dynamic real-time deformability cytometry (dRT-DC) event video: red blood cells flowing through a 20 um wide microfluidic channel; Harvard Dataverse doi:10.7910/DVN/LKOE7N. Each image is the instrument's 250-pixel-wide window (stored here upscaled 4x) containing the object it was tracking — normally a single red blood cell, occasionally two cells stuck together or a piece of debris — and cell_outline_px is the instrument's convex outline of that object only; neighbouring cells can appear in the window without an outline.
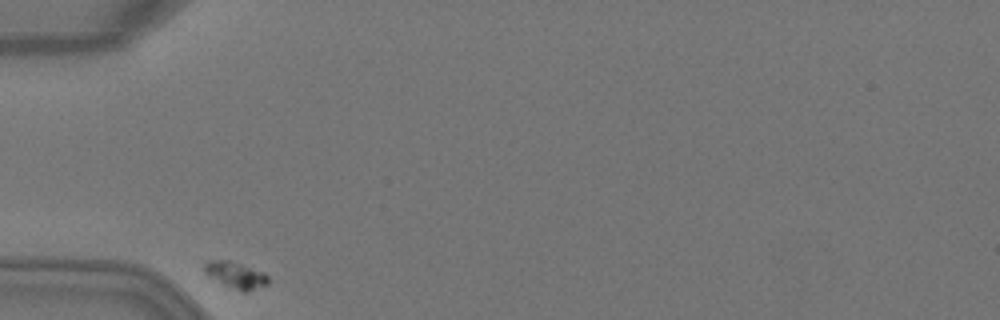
{"species": "Egyptian fruit bat (a non-hibernating species)", "species_latin": "Rousettus aegyptiacus", "temperature_condition": "warm", "stored_images_in_passage": 34, "camera_frame_rate_fps": 3000, "um_per_image_px": 0.085, "animal": {"sex": "female"}, "frame": {"image": 1, "passage_image": 1, "time_ms": 0.0, "image_size_px": [1000, 320], "cell_outline_px": [[268, 284], [248, 292], [244, 292], [224, 288], [208, 276], [204, 272], [204, 264], [208, 260], [228, 260], [264, 272], [268, 276]], "centroid_in_image_um": [19.99, 23.42], "position_along_channel_um": 65.0, "area_um2": 10.23}}
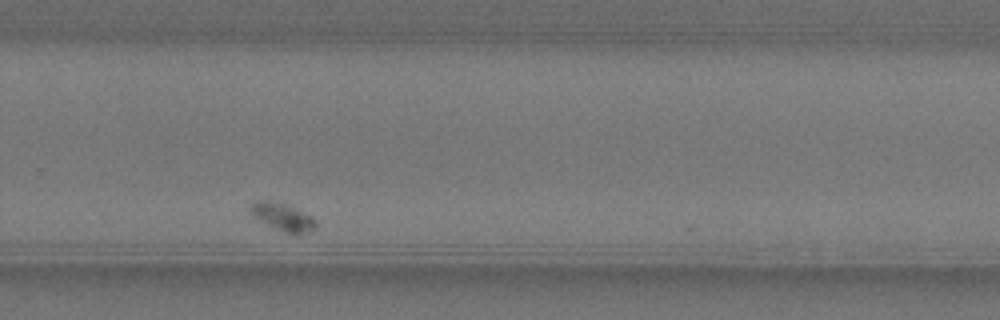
{"frame": {"image": 2, "passage_image": 27, "time_ms": 8.667, "image_size_px": [1000, 320], "cell_outline_px": [[316, 228], [296, 236], [284, 232], [252, 216], [248, 212], [248, 208], [256, 200], [268, 200], [284, 204], [296, 208], [312, 216], [316, 220]], "centroid_in_image_um": [24.03, 18.44], "position_along_channel_um": 305.8, "area_um2": 10.64}}
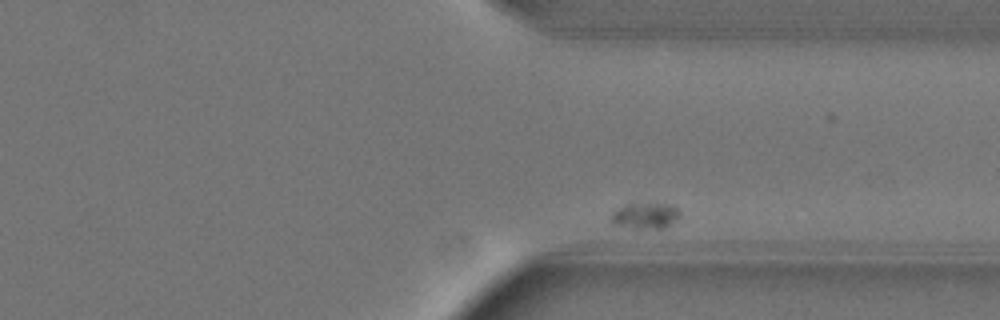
{"frame": {"image": 3, "passage_image": 32, "time_ms": 10.333, "image_size_px": [1000, 320], "cell_outline_px": [[680, 216], [668, 228], [636, 228], [616, 224], [612, 220], [612, 212], [628, 204], [672, 204], [680, 212]], "centroid_in_image_um": [54.93, 18.34], "position_along_channel_um": 356.5, "area_um2": 10.12}}